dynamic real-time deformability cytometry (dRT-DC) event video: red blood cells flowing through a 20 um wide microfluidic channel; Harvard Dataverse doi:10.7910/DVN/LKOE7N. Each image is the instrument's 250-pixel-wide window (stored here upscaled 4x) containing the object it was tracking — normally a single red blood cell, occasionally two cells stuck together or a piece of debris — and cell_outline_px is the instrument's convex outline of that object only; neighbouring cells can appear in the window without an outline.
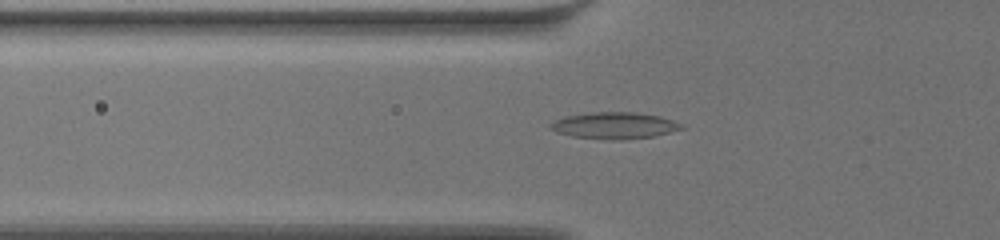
{"species": "common noctule bat (a hibernating species)", "species_latin": "Nyctalus noctula", "temperature_condition": "warm", "stored_images_in_passage": 61, "camera_frame_rate_fps": 3000, "um_per_image_px": 0.085, "animal": {"sex": "female", "body_mass_g": 19.5, "forearm_length_mm": 54.1}, "frame": {"image": 1, "passage_image": 23, "time_ms": 7.333, "image_size_px": [1000, 240], "cell_outline_px": [[684, 128], [652, 136], [620, 140], [572, 136], [556, 132], [548, 128], [548, 124], [564, 116], [592, 112], [632, 112], [660, 116], [684, 124]], "centroid_in_image_um": [52.19, 10.66], "position_along_channel_um": 73.6, "area_um2": 20.11}}
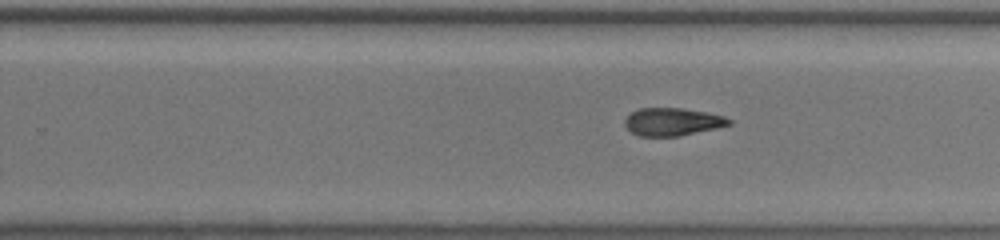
{"frame": {"image": 2, "passage_image": 40, "time_ms": 13.0, "image_size_px": [1000, 240], "cell_outline_px": [[732, 124], [716, 128], [680, 136], [640, 136], [632, 132], [624, 124], [624, 120], [632, 112], [640, 108], [684, 108], [708, 112], [724, 116], [732, 120]], "centroid_in_image_um": [57.19, 10.34], "position_along_channel_um": 272.6, "area_um2": 16.88}}
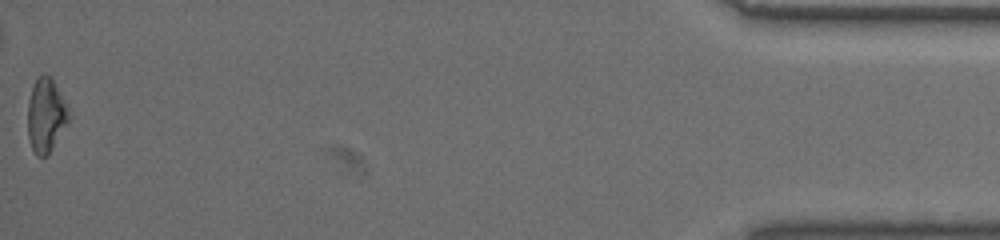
{"frame": {"image": 3, "passage_image": 61, "time_ms": 20.0, "image_size_px": [1000, 240], "cell_outline_px": [[72, 116], [48, 156], [36, 156], [32, 148], [28, 136], [28, 100], [32, 88], [36, 80], [44, 72], [52, 80], [68, 108]], "centroid_in_image_um": [3.91, 9.85], "position_along_channel_um": 431.3, "area_um2": 17.57}, "authors_computed_cell_mechanics": {"area_um2": 17.5712, "velocity_mm_per_s": 3.5143, "shape_relaxation_time_tau1_ms": null, "shape_relaxation_time_tau2_ms": 3.8044, "deformation_change_tau1": null, "deformation_change_tau2": 0.0946}}